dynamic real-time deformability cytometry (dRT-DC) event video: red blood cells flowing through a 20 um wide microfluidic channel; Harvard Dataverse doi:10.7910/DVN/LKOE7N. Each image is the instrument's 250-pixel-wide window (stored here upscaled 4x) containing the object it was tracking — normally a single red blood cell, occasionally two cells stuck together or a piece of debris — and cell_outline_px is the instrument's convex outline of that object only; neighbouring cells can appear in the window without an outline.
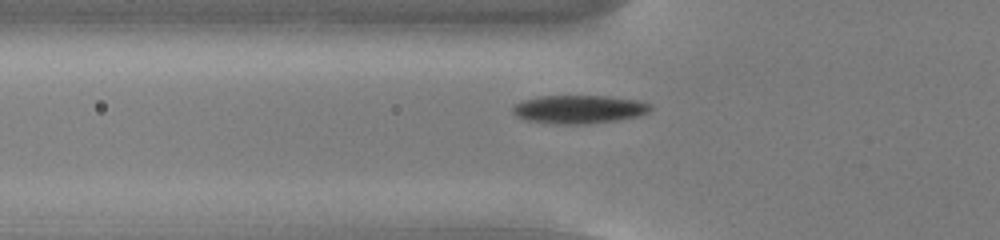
{"species": "common noctule bat (a hibernating species)", "species_latin": "Nyctalus noctula", "temperature_condition": "cold", "stored_images_in_passage": 43, "camera_frame_rate_fps": 3000, "um_per_image_px": 0.085, "animal": {"sex": "male", "body_mass_g": 13.0, "forearm_length_mm": 53.1}, "frame": {"image": 1, "passage_image": 7, "time_ms": 2.0, "image_size_px": [1000, 240], "cell_outline_px": [[652, 108], [648, 112], [636, 116], [616, 120], [588, 124], [552, 124], [528, 120], [516, 116], [512, 112], [512, 108], [516, 104], [524, 100], [536, 96], [608, 96], [640, 100], [652, 104]], "centroid_in_image_um": [49.22, 9.28], "position_along_channel_um": 76.6, "area_um2": 22.83}}
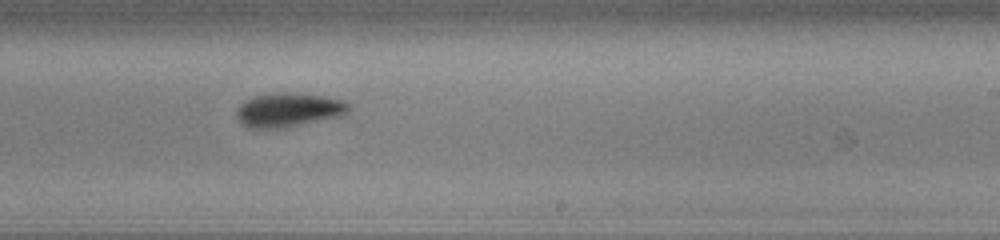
{"frame": {"image": 2, "passage_image": 22, "time_ms": 7.0, "image_size_px": [1000, 240], "cell_outline_px": [[352, 108], [348, 112], [340, 116], [288, 128], [248, 128], [236, 116], [236, 108], [244, 100], [252, 96], [268, 92], [288, 92], [320, 96], [344, 100]], "centroid_in_image_um": [24.5, 9.34], "position_along_channel_um": 264.5, "area_um2": 22.6}}
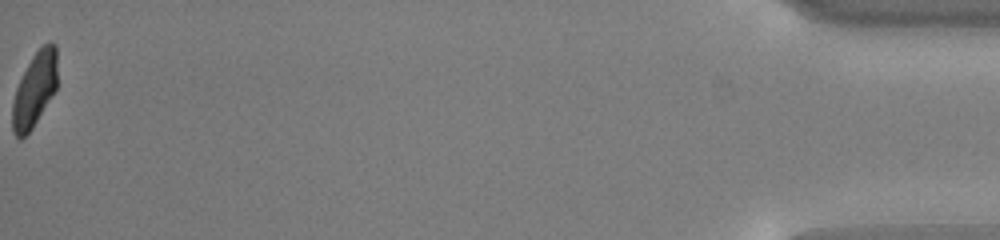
{"frame": {"image": 3, "passage_image": 43, "time_ms": 14.0, "image_size_px": [1000, 240], "cell_outline_px": [[56, 88], [32, 128], [20, 140], [12, 132], [12, 104], [16, 88], [32, 56], [44, 44], [56, 44]], "centroid_in_image_um": [2.91, 7.65], "position_along_channel_um": 432.3, "area_um2": 18.96}, "authors_computed_cell_mechanics": {"area_um2": 21.6172, "velocity_mm_per_s": 3.7692, "shape_relaxation_time_tau1_ms": 2.8388, "shape_relaxation_time_tau2_ms": null, "deformation_change_tau1": 0.1353, "deformation_change_tau2": null}}